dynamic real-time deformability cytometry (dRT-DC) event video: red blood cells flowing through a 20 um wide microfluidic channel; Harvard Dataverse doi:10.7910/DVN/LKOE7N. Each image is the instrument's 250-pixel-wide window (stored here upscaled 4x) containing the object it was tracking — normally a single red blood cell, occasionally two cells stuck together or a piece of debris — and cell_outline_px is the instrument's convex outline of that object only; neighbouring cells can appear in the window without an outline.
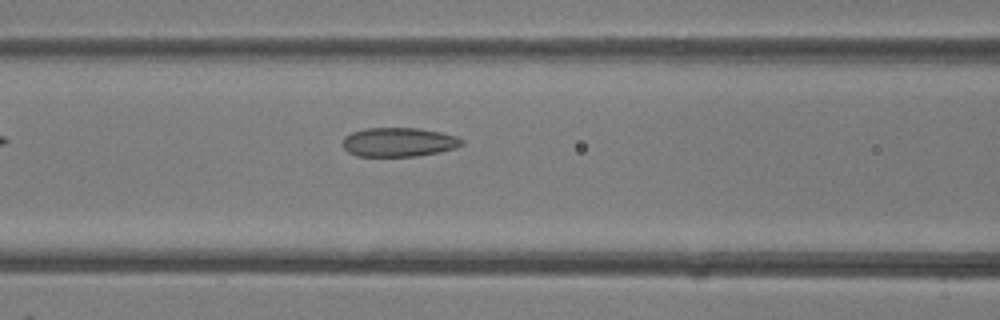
{"species": "common noctule bat (a hibernating species)", "species_latin": "Nyctalus noctula", "temperature_condition": "room temperature", "stored_images_in_passage": 12, "camera_frame_rate_fps": 3000, "um_per_image_px": 0.085, "animal": {"sex": "female"}, "frame": {"image": 1, "passage_image": 6, "time_ms": 1.667, "image_size_px": [1000, 320], "cell_outline_px": [[464, 144], [456, 148], [440, 152], [416, 156], [356, 156], [348, 152], [340, 144], [344, 136], [352, 132], [368, 128], [420, 128], [440, 132], [456, 136], [464, 140]], "centroid_in_image_um": [33.88, 12.08], "position_along_channel_um": 132.7, "area_um2": 20.4}}
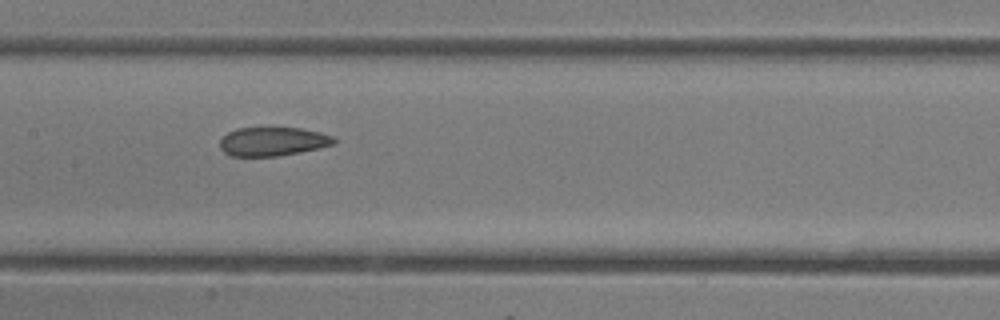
{"frame": {"image": 2, "passage_image": 9, "time_ms": 2.667, "image_size_px": [1000, 320], "cell_outline_px": [[336, 144], [320, 148], [300, 152], [276, 156], [232, 156], [224, 152], [220, 148], [220, 140], [228, 132], [236, 128], [300, 128], [320, 132], [332, 136], [336, 140]], "centroid_in_image_um": [23.2, 12.03], "position_along_channel_um": 184.2, "area_um2": 19.13}}